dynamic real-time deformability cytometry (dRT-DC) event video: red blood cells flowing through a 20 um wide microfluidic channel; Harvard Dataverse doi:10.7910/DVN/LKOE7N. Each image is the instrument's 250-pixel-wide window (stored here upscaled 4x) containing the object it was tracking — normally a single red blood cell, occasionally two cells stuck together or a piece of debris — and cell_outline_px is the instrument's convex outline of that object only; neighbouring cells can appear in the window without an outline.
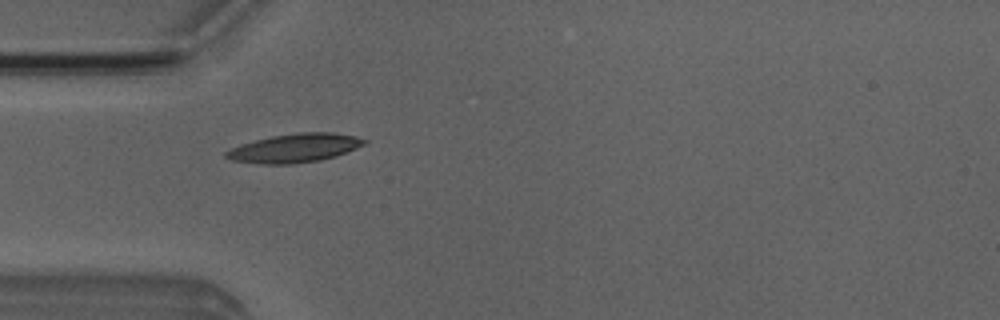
{"species": "Egyptian fruit bat (a non-hibernating species)", "species_latin": "Rousettus aegyptiacus", "temperature_condition": "room temperature", "stored_images_in_passage": 5, "camera_frame_rate_fps": 3000, "um_per_image_px": 0.085, "animal": {"sex": "male"}, "frame": {"image": 1, "passage_image": 4, "time_ms": 3.667, "image_size_px": [1000, 320], "cell_outline_px": [[368, 144], [336, 156], [320, 160], [292, 164], [260, 164], [232, 160], [224, 156], [224, 152], [240, 144], [272, 136], [300, 132], [332, 132], [356, 136], [368, 140]], "centroid_in_image_um": [25.09, 12.58], "position_along_channel_um": 59.9, "area_um2": 23.24}}